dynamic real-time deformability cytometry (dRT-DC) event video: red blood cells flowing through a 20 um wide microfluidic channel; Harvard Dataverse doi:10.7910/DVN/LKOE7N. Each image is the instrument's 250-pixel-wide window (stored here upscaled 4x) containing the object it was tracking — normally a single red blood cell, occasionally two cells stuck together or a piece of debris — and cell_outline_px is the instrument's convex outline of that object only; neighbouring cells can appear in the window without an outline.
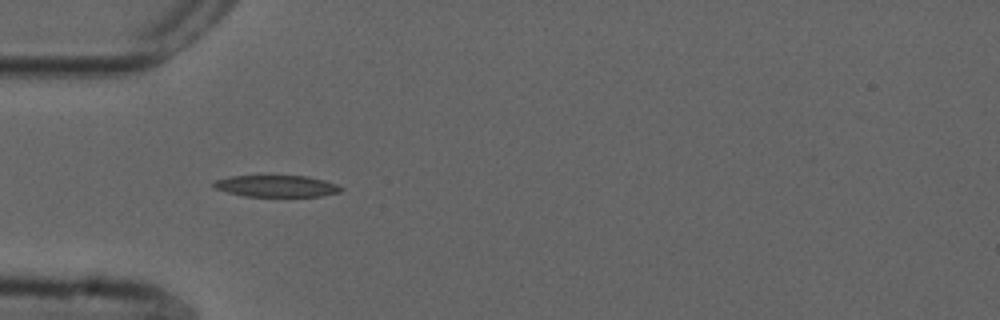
{"species": "common noctule bat (a hibernating species)", "species_latin": "Nyctalus noctula", "temperature_condition": "cold", "stored_images_in_passage": 28, "camera_frame_rate_fps": 3000, "um_per_image_px": 0.085, "animal": {"sex": "male", "forearm_length_mm": 52.5}, "frame": {"image": 1, "passage_image": 1, "time_ms": 0.0, "image_size_px": [1000, 320], "cell_outline_px": [[344, 188], [340, 192], [324, 196], [244, 196], [228, 192], [216, 188], [212, 184], [216, 180], [232, 176], [308, 176], [324, 180], [336, 184]], "centroid_in_image_um": [23.55, 15.82], "position_along_channel_um": 61.4, "area_um2": 15.9}}
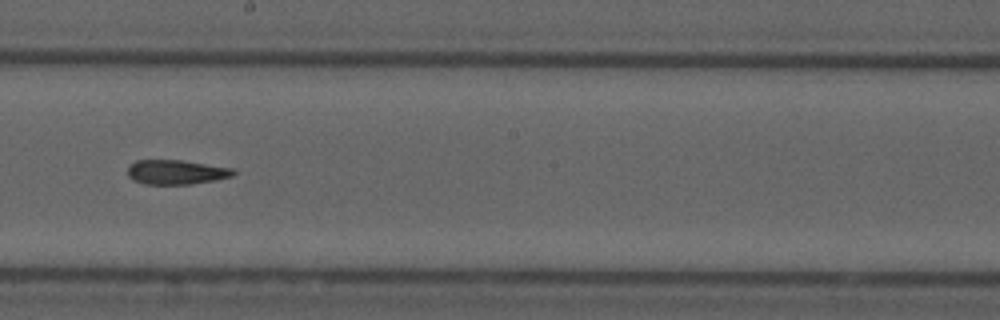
{"frame": {"image": 2, "passage_image": 15, "time_ms": 4.667, "image_size_px": [1000, 320], "cell_outline_px": [[236, 172], [232, 176], [216, 180], [192, 184], [144, 184], [132, 180], [128, 176], [128, 164], [136, 160], [184, 160], [232, 168]], "centroid_in_image_um": [14.95, 14.63], "position_along_channel_um": 233.2, "area_um2": 15.26}}
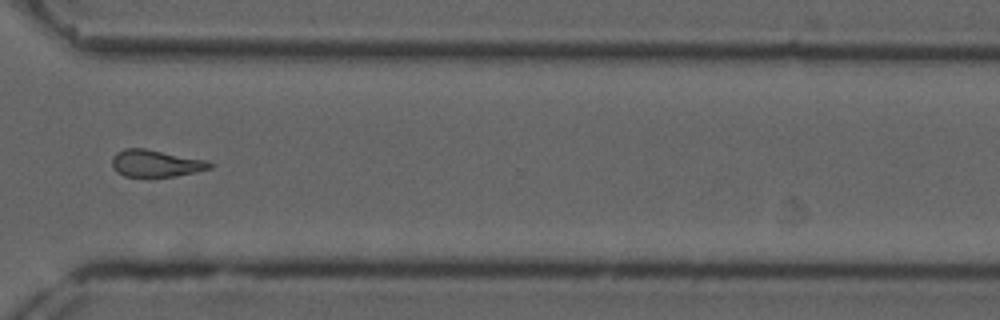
{"frame": {"image": 3, "passage_image": 25, "time_ms": 8.0, "image_size_px": [1000, 320], "cell_outline_px": [[212, 168], [196, 172], [152, 180], [124, 176], [116, 172], [112, 168], [112, 156], [116, 152], [124, 148], [144, 148], [208, 160], [212, 164]], "centroid_in_image_um": [13.2, 13.93], "position_along_channel_um": 357.4, "area_um2": 16.18}, "authors_computed_cell_mechanics": {"area_um2": 15.7216, "velocity_mm_per_s": 3.726, "shape_relaxation_time_tau1_ms": null, "shape_relaxation_time_tau2_ms": 4.5607, "deformation_change_tau1": null, "deformation_change_tau2": 0.1491}}